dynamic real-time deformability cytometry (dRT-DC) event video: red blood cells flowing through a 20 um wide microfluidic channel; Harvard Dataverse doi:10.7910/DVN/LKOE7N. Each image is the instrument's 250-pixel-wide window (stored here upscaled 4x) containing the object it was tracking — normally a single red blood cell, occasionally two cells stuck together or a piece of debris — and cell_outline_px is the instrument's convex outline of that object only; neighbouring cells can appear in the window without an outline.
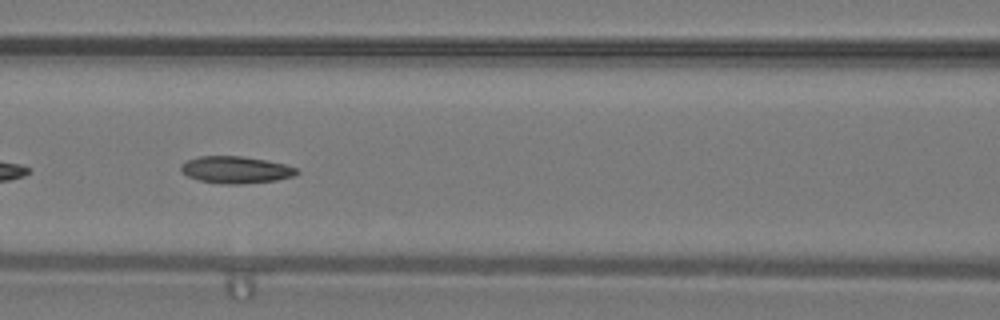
{"species": "common noctule bat (a hibernating species)", "species_latin": "Nyctalus noctula", "temperature_condition": "warm", "stored_images_in_passage": 39, "camera_frame_rate_fps": 3000, "um_per_image_px": 0.085, "animal": {"sex": "male", "body_mass_g": 19.2, "forearm_length_mm": 51.8}, "frame": {"image": 1, "passage_image": 12, "time_ms": 3.667, "image_size_px": [1000, 320], "cell_outline_px": [[300, 172], [296, 176], [276, 180], [240, 184], [224, 184], [200, 180], [188, 176], [180, 168], [180, 164], [188, 160], [200, 156], [244, 156], [268, 160], [284, 164], [296, 168]], "centroid_in_image_um": [20.09, 14.42], "position_along_channel_um": 146.5, "area_um2": 18.21}, "authors_computed_cell_mechanics": {"area_um2": 18.0336, "velocity_mm_per_s": 4.2462, "shape_relaxation_time_tau1_ms": 3.9855, "shape_relaxation_time_tau2_ms": 6.2254, "deformation_change_tau1": 0.131, "deformation_change_tau2": 0.1433}}